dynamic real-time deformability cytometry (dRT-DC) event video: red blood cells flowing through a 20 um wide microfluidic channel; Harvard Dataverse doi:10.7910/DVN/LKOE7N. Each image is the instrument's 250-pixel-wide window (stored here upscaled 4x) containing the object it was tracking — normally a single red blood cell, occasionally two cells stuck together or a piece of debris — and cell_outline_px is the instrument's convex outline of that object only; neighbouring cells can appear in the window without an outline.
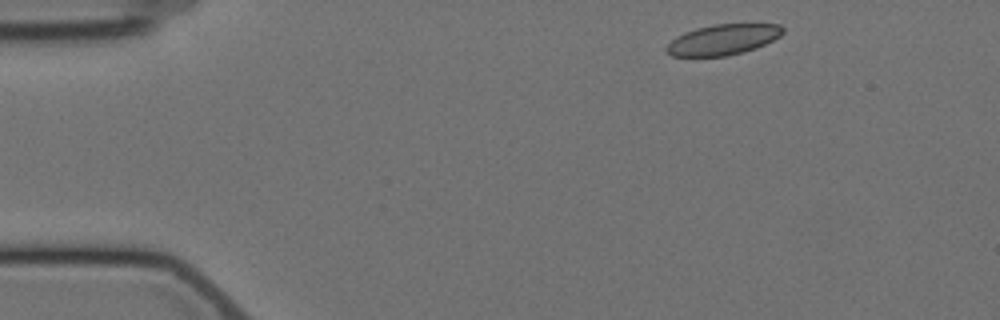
{"species": "Egyptian fruit bat (a non-hibernating species)", "species_latin": "Rousettus aegyptiacus", "temperature_condition": "cold", "stored_images_in_passage": 5, "camera_frame_rate_fps": 3000, "um_per_image_px": 0.085, "animal": {"sex": "female"}, "frame": {"image": 1, "passage_image": 1, "time_ms": 0.0, "image_size_px": [1000, 320], "cell_outline_px": [[784, 32], [780, 36], [756, 48], [744, 52], [728, 56], [672, 56], [664, 52], [664, 48], [676, 36], [684, 32], [696, 28], [716, 24], [780, 24], [784, 28]], "centroid_in_image_um": [61.43, 3.37], "position_along_channel_um": 23.6, "area_um2": 20.81}}
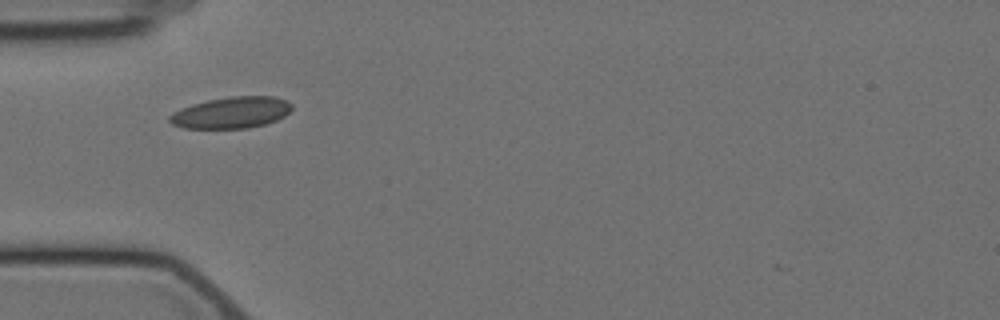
{"frame": {"image": 2, "passage_image": 4, "time_ms": 3.333, "image_size_px": [1000, 320], "cell_outline_px": [[292, 108], [284, 116], [276, 120], [264, 124], [248, 128], [184, 128], [172, 124], [168, 120], [168, 116], [172, 112], [192, 104], [208, 100], [232, 96], [276, 96], [288, 100], [292, 104]], "centroid_in_image_um": [19.67, 9.56], "position_along_channel_um": 65.3, "area_um2": 22.43}}
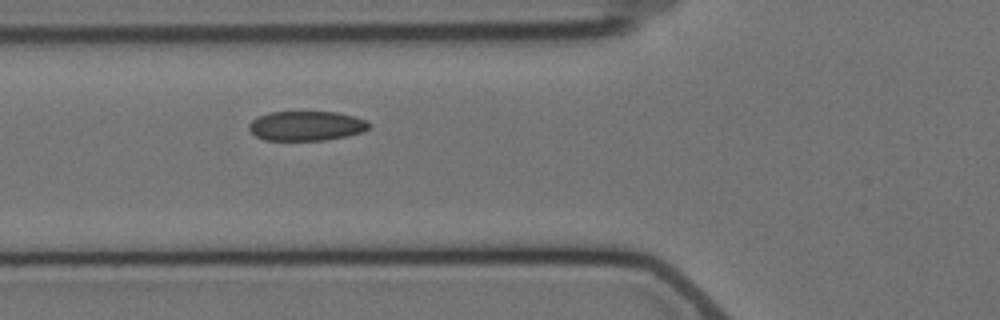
{"frame": {"image": 3, "passage_image": 5, "time_ms": 4.333, "image_size_px": [1000, 320], "cell_outline_px": [[372, 128], [364, 132], [348, 136], [324, 140], [264, 140], [256, 136], [248, 128], [248, 124], [252, 120], [268, 112], [336, 112], [368, 120], [372, 124]], "centroid_in_image_um": [26.09, 10.7], "position_along_channel_um": 99.7, "area_um2": 20.92}}